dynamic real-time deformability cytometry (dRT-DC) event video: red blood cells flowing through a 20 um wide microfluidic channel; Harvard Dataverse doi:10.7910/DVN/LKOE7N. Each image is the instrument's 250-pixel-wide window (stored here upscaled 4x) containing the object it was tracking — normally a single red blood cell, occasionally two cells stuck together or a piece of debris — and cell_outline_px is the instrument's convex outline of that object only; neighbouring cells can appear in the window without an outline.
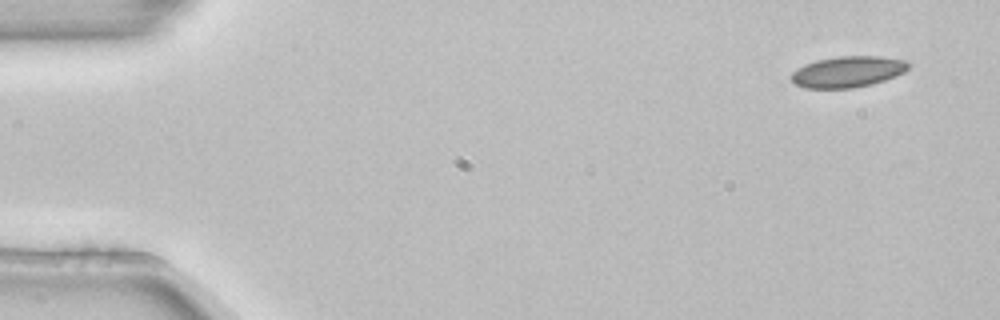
{"species": "common noctule bat (a hibernating species)", "species_latin": "Nyctalus noctula", "temperature_condition": "room temperature", "stored_images_in_passage": 5, "segment_of_instrument_passage": [2, 2], "camera_frame_rate_fps": 3000, "um_per_image_px": 0.085, "animal": {"sex": "female", "body_mass_g": 22.7, "forearm_length_mm": 54.2}, "frame": {"image": 1, "passage_image": 5, "time_ms": 1.333, "image_size_px": [1000, 320], "cell_outline_px": [[912, 64], [904, 72], [896, 76], [872, 84], [852, 88], [804, 88], [796, 84], [792, 80], [792, 72], [796, 68], [804, 64], [816, 60], [840, 56], [880, 56], [904, 60]], "centroid_in_image_um": [72.07, 6.09], "position_along_channel_um": 12.9, "area_um2": 21.27}}